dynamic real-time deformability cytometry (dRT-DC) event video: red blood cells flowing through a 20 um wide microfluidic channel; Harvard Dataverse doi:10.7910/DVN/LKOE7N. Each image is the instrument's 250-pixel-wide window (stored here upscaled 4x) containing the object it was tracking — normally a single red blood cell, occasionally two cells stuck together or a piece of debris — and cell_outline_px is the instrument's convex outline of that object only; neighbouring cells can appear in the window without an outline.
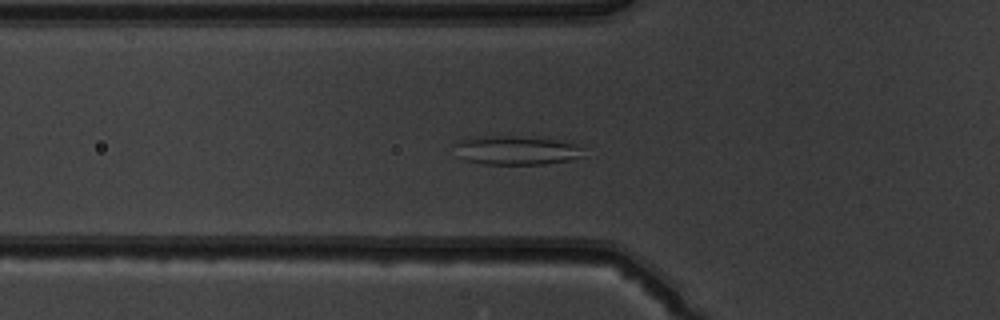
{"species": "common noctule bat (a hibernating species)", "species_latin": "Nyctalus noctula", "temperature_condition": "warm", "stored_images_in_passage": 50, "camera_frame_rate_fps": 3000, "um_per_image_px": 0.085, "animal": {"sex": "male", "body_mass_g": 19.5, "forearm_length_mm": 54.6}, "frame": {"image": 1, "passage_image": 18, "time_ms": 5.667, "image_size_px": [1000, 320], "cell_outline_px": [[584, 156], [568, 160], [544, 164], [484, 164], [468, 160], [456, 156], [456, 144], [460, 140], [484, 136], [512, 136], [552, 140], [572, 144], [584, 148]], "centroid_in_image_um": [43.87, 12.79], "position_along_channel_um": 81.9, "area_um2": 21.27}}
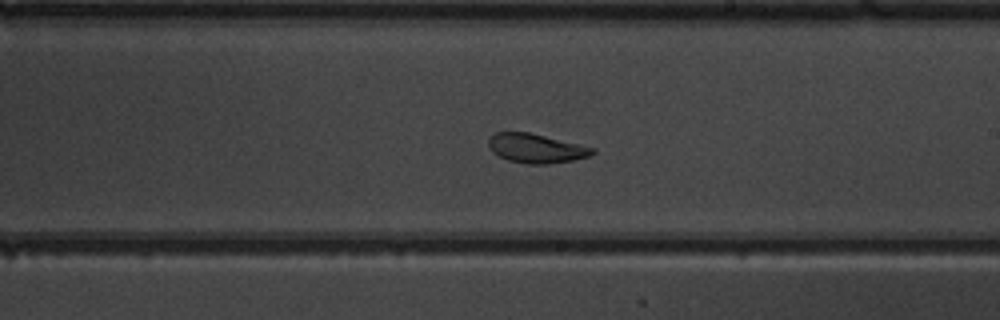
{"frame": {"image": 2, "passage_image": 30, "time_ms": 9.667, "image_size_px": [1000, 320], "cell_outline_px": [[596, 152], [588, 156], [572, 160], [548, 164], [528, 164], [508, 160], [492, 152], [488, 148], [488, 136], [496, 132], [528, 132], [596, 148]], "centroid_in_image_um": [45.53, 12.6], "position_along_channel_um": 243.5, "area_um2": 17.69}}
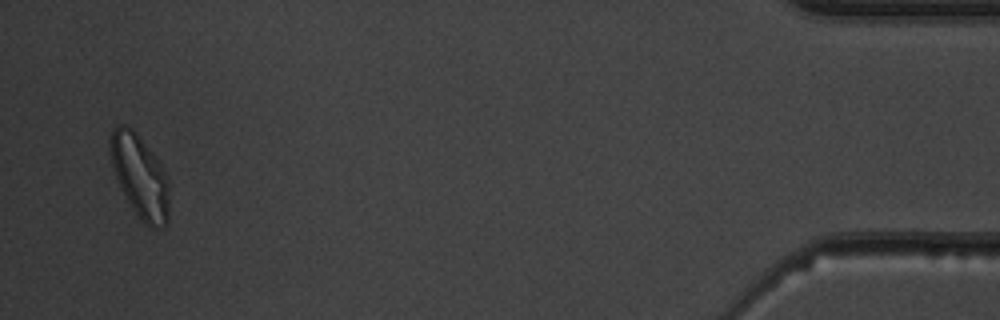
{"frame": {"image": 3, "passage_image": 49, "time_ms": 16.0, "image_size_px": [1000, 320], "cell_outline_px": [[168, 216], [164, 228], [152, 228], [144, 224], [132, 208], [120, 188], [112, 168], [108, 148], [108, 144], [112, 128], [116, 124], [124, 124], [132, 128], [136, 132], [160, 164], [168, 180]], "centroid_in_image_um": [11.84, 14.97], "position_along_channel_um": 423.4, "area_um2": 28.61}, "authors_computed_cell_mechanics": {"area_um2": 23.6691, "velocity_mm_per_s": 4.0409, "shape_relaxation_time_tau1_ms": 4.8545, "shape_relaxation_time_tau2_ms": 1.5449, "deformation_change_tau1": 0.1172, "deformation_change_tau2": 0.0598}}